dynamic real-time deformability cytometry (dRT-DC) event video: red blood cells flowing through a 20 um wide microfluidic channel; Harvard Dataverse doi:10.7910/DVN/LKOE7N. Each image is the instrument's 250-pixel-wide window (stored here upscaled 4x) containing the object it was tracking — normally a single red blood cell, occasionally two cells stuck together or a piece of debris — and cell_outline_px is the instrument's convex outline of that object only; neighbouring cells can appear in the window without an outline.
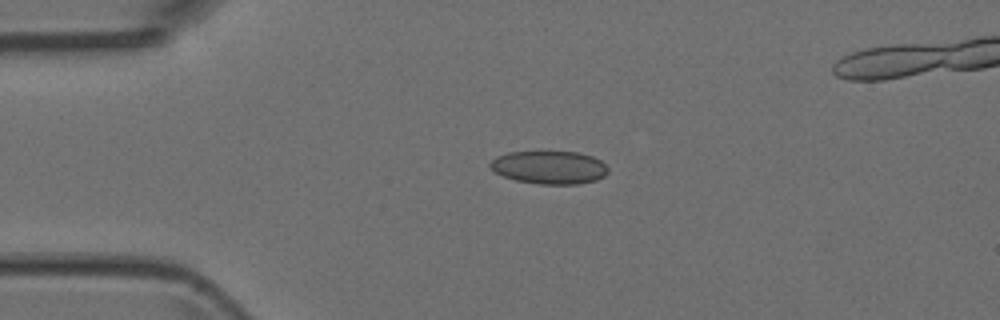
{"species": "Egyptian fruit bat (a non-hibernating species)", "species_latin": "Rousettus aegyptiacus", "temperature_condition": "room temperature", "stored_images_in_passage": 4, "camera_frame_rate_fps": 3000, "um_per_image_px": 0.085, "animal": {"sex": "female"}, "frame": {"image": 1, "passage_image": 2, "time_ms": 2.0, "image_size_px": [1000, 320], "cell_outline_px": [[608, 172], [604, 176], [596, 180], [576, 184], [540, 184], [516, 180], [504, 176], [488, 168], [488, 164], [496, 156], [508, 152], [576, 152], [592, 156], [600, 160], [608, 168]], "centroid_in_image_um": [46.67, 14.23], "position_along_channel_um": 38.3, "area_um2": 22.66}}
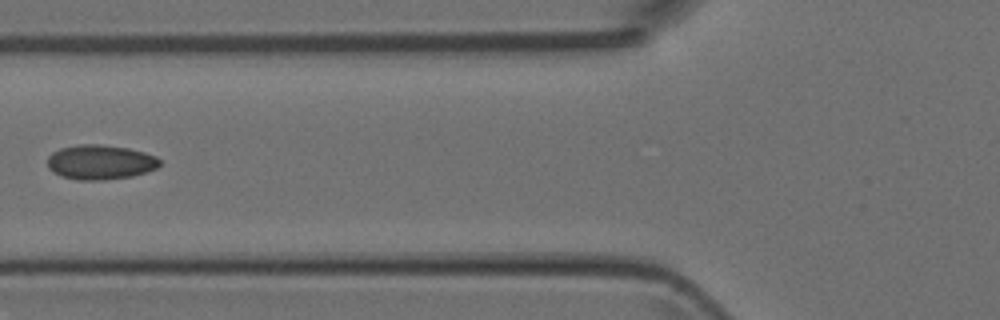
{"frame": {"image": 2, "passage_image": 4, "time_ms": 4.667, "image_size_px": [1000, 320], "cell_outline_px": [[160, 164], [156, 168], [132, 176], [104, 180], [76, 180], [60, 176], [52, 172], [48, 168], [48, 156], [52, 152], [60, 148], [80, 144], [100, 144], [128, 148], [144, 152], [156, 156], [160, 160]], "centroid_in_image_um": [8.49, 13.78], "position_along_channel_um": 117.3, "area_um2": 22.77}}